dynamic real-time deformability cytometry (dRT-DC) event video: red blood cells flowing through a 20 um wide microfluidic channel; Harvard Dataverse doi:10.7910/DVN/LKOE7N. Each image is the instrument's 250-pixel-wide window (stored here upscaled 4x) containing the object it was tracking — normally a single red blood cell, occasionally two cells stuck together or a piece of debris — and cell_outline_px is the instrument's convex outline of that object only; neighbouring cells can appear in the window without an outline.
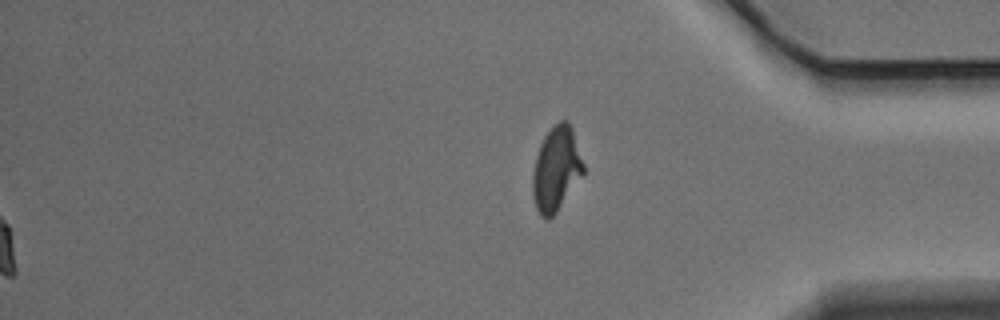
{"species": "Egyptian fruit bat (a non-hibernating species)", "species_latin": "Rousettus aegyptiacus", "temperature_condition": "warm", "stored_images_in_passage": 48, "segment_of_instrument_passage": [2, 2], "camera_frame_rate_fps": 3000, "um_per_image_px": 0.085, "animal": {"sex": "male"}, "frame": {"image": 1, "passage_image": 48, "time_ms": 15.667, "image_size_px": [1000, 320], "cell_outline_px": [[584, 176], [556, 212], [548, 220], [540, 216], [536, 208], [532, 192], [532, 172], [536, 156], [540, 144], [544, 136], [560, 120], [568, 120], [572, 128], [584, 164]], "centroid_in_image_um": [47.29, 14.38], "position_along_channel_um": 387.9, "area_um2": 25.14}}